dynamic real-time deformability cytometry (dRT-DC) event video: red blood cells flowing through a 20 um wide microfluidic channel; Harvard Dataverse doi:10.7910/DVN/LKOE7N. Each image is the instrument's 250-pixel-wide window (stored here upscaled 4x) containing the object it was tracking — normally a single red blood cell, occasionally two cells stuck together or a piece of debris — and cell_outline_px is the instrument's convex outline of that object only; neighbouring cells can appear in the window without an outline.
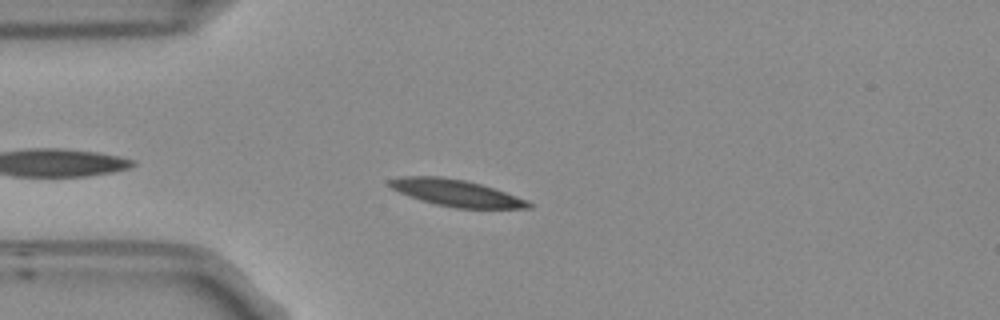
{"species": "Egyptian fruit bat (a non-hibernating species)", "species_latin": "Rousettus aegyptiacus", "temperature_condition": "room temperature", "stored_images_in_passage": 34, "camera_frame_rate_fps": 3000, "um_per_image_px": 0.085, "frame": {"image": 1, "passage_image": 5, "time_ms": 1.333, "image_size_px": [1000, 320], "cell_outline_px": [[532, 208], [456, 208], [436, 204], [420, 200], [400, 192], [392, 188], [388, 184], [388, 180], [400, 176], [440, 176], [464, 180], [480, 184], [528, 200], [532, 204]], "centroid_in_image_um": [38.75, 16.4], "position_along_channel_um": 46.2, "area_um2": 21.39}}
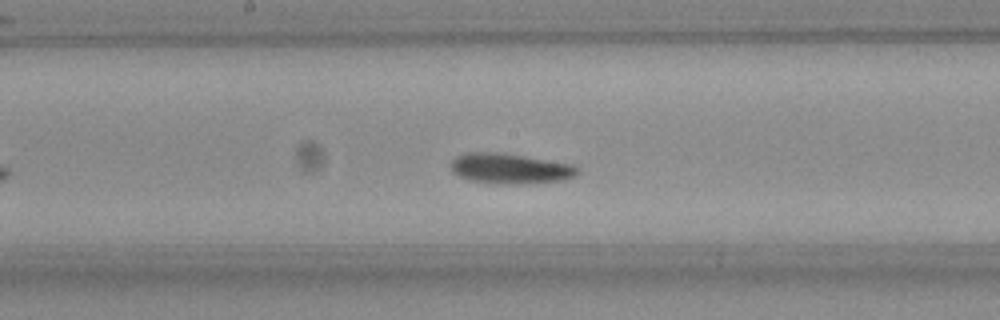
{"frame": {"image": 2, "passage_image": 19, "time_ms": 6.0, "image_size_px": [1000, 320], "cell_outline_px": [[580, 172], [576, 176], [564, 180], [520, 184], [496, 184], [472, 180], [460, 176], [452, 172], [448, 164], [456, 156], [464, 152], [496, 152], [524, 156], [572, 164], [580, 168]], "centroid_in_image_um": [43.35, 14.32], "position_along_channel_um": 204.9, "area_um2": 22.6}}
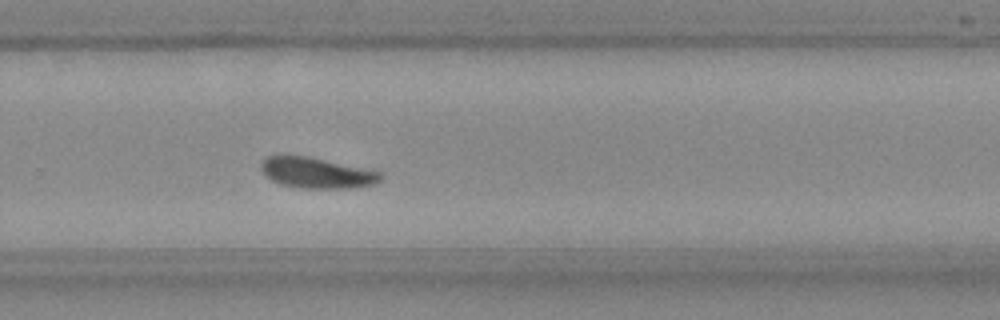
{"frame": {"image": 3, "passage_image": 27, "time_ms": 8.667, "image_size_px": [1000, 320], "cell_outline_px": [[384, 176], [380, 180], [372, 184], [352, 188], [304, 188], [280, 184], [264, 176], [260, 168], [260, 164], [268, 156], [280, 152], [308, 156], [364, 168], [380, 172]], "centroid_in_image_um": [26.83, 14.65], "position_along_channel_um": 303.0, "area_um2": 21.79}, "authors_computed_cell_mechanics": {"area_um2": 21.7617, "velocity_mm_per_s": 3.6999, "shape_relaxation_time_tau1_ms": 3.0715, "shape_relaxation_time_tau2_ms": 4.3219, "deformation_change_tau1": 0.1155, "deformation_change_tau2": 0.0997}}